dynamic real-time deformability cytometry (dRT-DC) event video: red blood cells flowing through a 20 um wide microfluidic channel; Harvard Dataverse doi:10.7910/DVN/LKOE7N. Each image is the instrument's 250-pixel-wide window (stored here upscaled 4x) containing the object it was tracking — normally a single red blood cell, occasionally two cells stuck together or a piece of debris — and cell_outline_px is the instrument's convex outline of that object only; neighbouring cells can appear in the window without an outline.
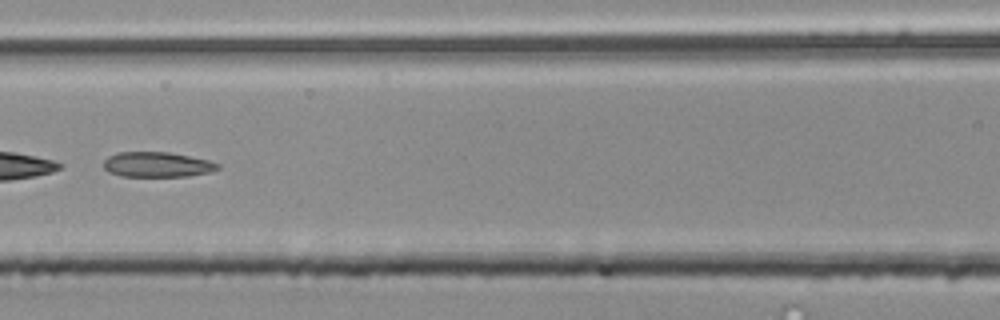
{"species": "common noctule bat (a hibernating species)", "species_latin": "Nyctalus noctula", "temperature_condition": "room temperature", "stored_images_in_passage": 38, "segment_of_instrument_passage": [2, 2], "camera_frame_rate_fps": 3000, "um_per_image_px": 0.085, "animal": {"sex": "male", "body_mass_g": 20.4}, "frame": {"image": 1, "passage_image": 24, "time_ms": 7.667, "image_size_px": [1000, 320], "cell_outline_px": [[220, 168], [208, 172], [188, 176], [120, 176], [108, 172], [104, 168], [104, 160], [108, 156], [116, 152], [168, 152], [208, 160], [220, 164]], "centroid_in_image_um": [13.32, 13.98], "position_along_channel_um": 153.3, "area_um2": 16.65}}
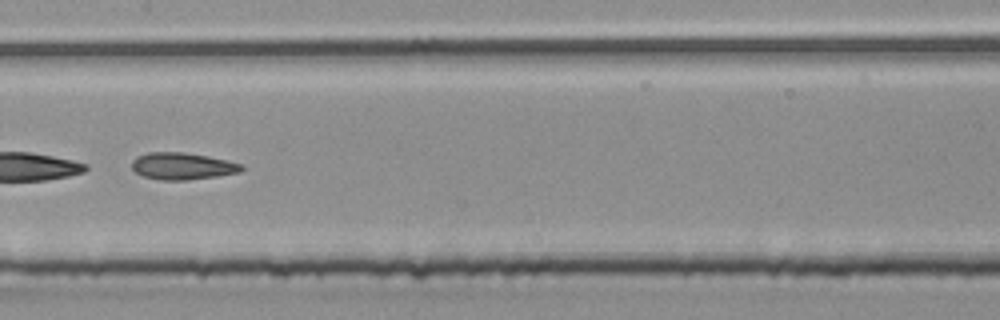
{"frame": {"image": 2, "passage_image": 27, "time_ms": 8.667, "image_size_px": [1000, 320], "cell_outline_px": [[244, 168], [240, 172], [216, 176], [188, 180], [160, 180], [144, 176], [136, 172], [132, 168], [132, 160], [136, 156], [148, 152], [184, 152], [208, 156], [228, 160], [244, 164]], "centroid_in_image_um": [15.52, 14.11], "position_along_channel_um": 191.9, "area_um2": 17.34}}